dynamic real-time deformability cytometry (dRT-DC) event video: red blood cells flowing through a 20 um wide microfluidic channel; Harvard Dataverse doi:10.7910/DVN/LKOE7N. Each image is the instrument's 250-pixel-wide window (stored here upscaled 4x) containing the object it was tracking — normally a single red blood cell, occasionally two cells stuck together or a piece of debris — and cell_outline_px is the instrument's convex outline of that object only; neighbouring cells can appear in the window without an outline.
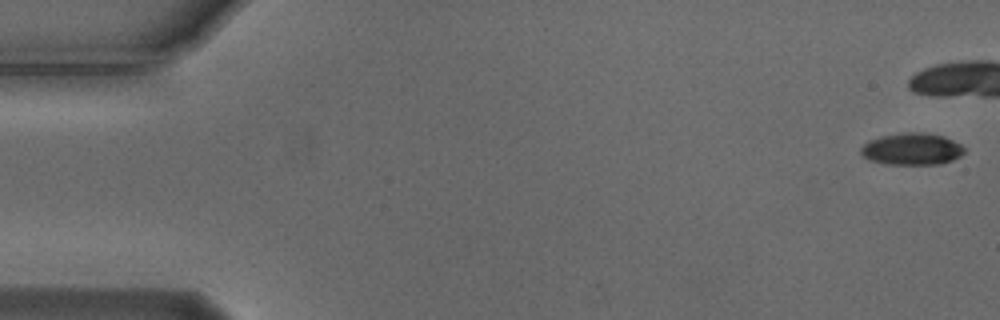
{"species": "Egyptian fruit bat (a non-hibernating species)", "species_latin": "Rousettus aegyptiacus", "temperature_condition": "cold", "stored_images_in_passage": 42, "camera_frame_rate_fps": 3000, "um_per_image_px": 0.085, "animal": {"sex": "male"}, "frame": {"image": 1, "passage_image": 1, "time_ms": 0.0, "image_size_px": [1000, 320], "cell_outline_px": [[964, 152], [960, 156], [952, 160], [940, 164], [884, 164], [868, 160], [860, 152], [860, 148], [868, 140], [884, 136], [908, 132], [920, 132], [944, 136], [960, 144], [964, 148]], "centroid_in_image_um": [77.5, 12.67], "position_along_channel_um": 7.5, "area_um2": 19.13}}